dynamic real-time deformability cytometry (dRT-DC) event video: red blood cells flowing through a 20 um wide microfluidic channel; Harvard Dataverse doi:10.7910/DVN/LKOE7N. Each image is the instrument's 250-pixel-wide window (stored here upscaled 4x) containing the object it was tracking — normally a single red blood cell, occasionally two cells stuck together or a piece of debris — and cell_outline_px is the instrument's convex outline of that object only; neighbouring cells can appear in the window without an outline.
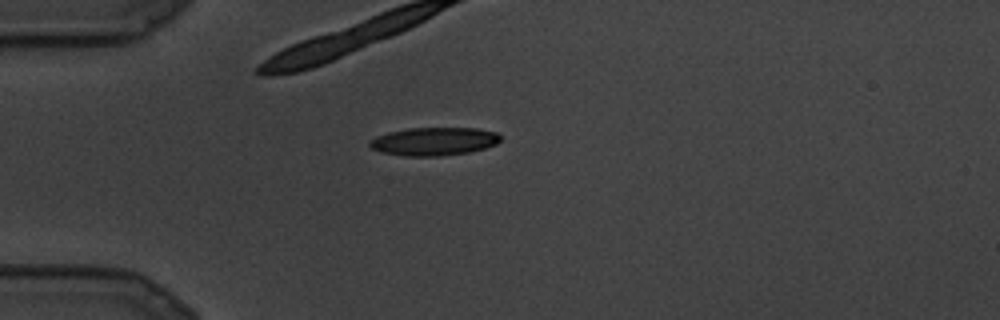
{"species": "common noctule bat (a hibernating species)", "species_latin": "Nyctalus noctula", "temperature_condition": "cold", "stored_images_in_passage": 5, "camera_frame_rate_fps": 3000, "um_per_image_px": 0.085, "animal": {"sex": "male", "body_mass_g": 19.5, "forearm_length_mm": 54.6}, "frame": {"image": 1, "passage_image": 1, "time_ms": 0.0, "image_size_px": [1000, 320], "cell_outline_px": [[500, 140], [496, 144], [484, 148], [468, 152], [440, 156], [404, 156], [380, 152], [372, 148], [368, 144], [368, 140], [376, 136], [388, 132], [408, 128], [476, 128], [496, 132], [500, 136]], "centroid_in_image_um": [36.84, 12.01], "position_along_channel_um": 48.2, "area_um2": 21.5}}